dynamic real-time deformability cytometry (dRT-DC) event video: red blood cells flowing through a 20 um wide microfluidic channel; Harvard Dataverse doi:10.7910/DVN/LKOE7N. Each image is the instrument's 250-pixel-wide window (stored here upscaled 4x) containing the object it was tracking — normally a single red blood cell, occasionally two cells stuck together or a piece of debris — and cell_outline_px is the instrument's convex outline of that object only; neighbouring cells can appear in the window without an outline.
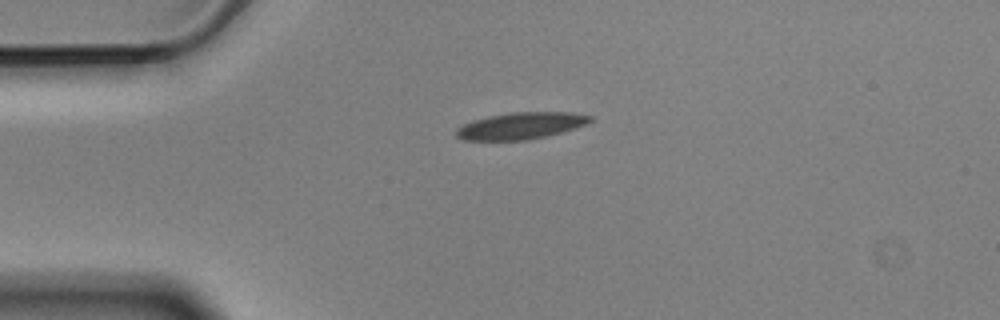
{"species": "Egyptian fruit bat (a non-hibernating species)", "species_latin": "Rousettus aegyptiacus", "temperature_condition": "cold", "stored_images_in_passage": 2, "camera_frame_rate_fps": 3000, "um_per_image_px": 0.085, "animal": {"sex": "male"}, "frame": {"image": 1, "passage_image": 1, "time_ms": 0.0, "image_size_px": [1000, 320], "cell_outline_px": [[592, 120], [584, 124], [560, 132], [528, 140], [464, 140], [456, 136], [456, 128], [472, 120], [488, 116], [512, 112], [572, 112], [592, 116]], "centroid_in_image_um": [44.22, 10.68], "position_along_channel_um": 40.8, "area_um2": 20.63}}